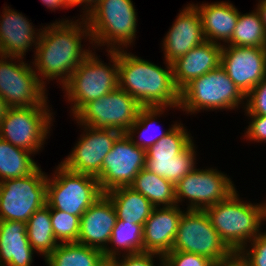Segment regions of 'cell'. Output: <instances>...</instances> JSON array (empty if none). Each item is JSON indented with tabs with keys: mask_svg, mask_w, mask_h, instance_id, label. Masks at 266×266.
I'll return each instance as SVG.
<instances>
[{
	"mask_svg": "<svg viewBox=\"0 0 266 266\" xmlns=\"http://www.w3.org/2000/svg\"><path fill=\"white\" fill-rule=\"evenodd\" d=\"M220 66L246 96L266 77V48L223 45Z\"/></svg>",
	"mask_w": 266,
	"mask_h": 266,
	"instance_id": "obj_17",
	"label": "cell"
},
{
	"mask_svg": "<svg viewBox=\"0 0 266 266\" xmlns=\"http://www.w3.org/2000/svg\"><path fill=\"white\" fill-rule=\"evenodd\" d=\"M214 266H247L246 262L239 256L238 253H234L230 258L224 261H219Z\"/></svg>",
	"mask_w": 266,
	"mask_h": 266,
	"instance_id": "obj_39",
	"label": "cell"
},
{
	"mask_svg": "<svg viewBox=\"0 0 266 266\" xmlns=\"http://www.w3.org/2000/svg\"><path fill=\"white\" fill-rule=\"evenodd\" d=\"M26 233L31 247L45 258L58 247L59 242L52 230L50 207L47 204L28 219Z\"/></svg>",
	"mask_w": 266,
	"mask_h": 266,
	"instance_id": "obj_28",
	"label": "cell"
},
{
	"mask_svg": "<svg viewBox=\"0 0 266 266\" xmlns=\"http://www.w3.org/2000/svg\"><path fill=\"white\" fill-rule=\"evenodd\" d=\"M117 214L112 201L103 194L81 216L77 243L102 252L108 247Z\"/></svg>",
	"mask_w": 266,
	"mask_h": 266,
	"instance_id": "obj_18",
	"label": "cell"
},
{
	"mask_svg": "<svg viewBox=\"0 0 266 266\" xmlns=\"http://www.w3.org/2000/svg\"><path fill=\"white\" fill-rule=\"evenodd\" d=\"M6 8H4L3 15L0 16L2 17L0 21V54L7 57L23 58L32 44L36 48L40 30L36 33L25 16L23 17L14 9Z\"/></svg>",
	"mask_w": 266,
	"mask_h": 266,
	"instance_id": "obj_22",
	"label": "cell"
},
{
	"mask_svg": "<svg viewBox=\"0 0 266 266\" xmlns=\"http://www.w3.org/2000/svg\"><path fill=\"white\" fill-rule=\"evenodd\" d=\"M215 262L203 255L170 251L163 256V266H214Z\"/></svg>",
	"mask_w": 266,
	"mask_h": 266,
	"instance_id": "obj_34",
	"label": "cell"
},
{
	"mask_svg": "<svg viewBox=\"0 0 266 266\" xmlns=\"http://www.w3.org/2000/svg\"><path fill=\"white\" fill-rule=\"evenodd\" d=\"M252 118L248 126L245 137L251 141L266 142V116L265 115H248Z\"/></svg>",
	"mask_w": 266,
	"mask_h": 266,
	"instance_id": "obj_38",
	"label": "cell"
},
{
	"mask_svg": "<svg viewBox=\"0 0 266 266\" xmlns=\"http://www.w3.org/2000/svg\"><path fill=\"white\" fill-rule=\"evenodd\" d=\"M78 23L69 22L68 19L61 22L59 20L41 29L33 64L37 70L35 73H38V79L44 86L43 78L59 79L64 85L79 64L92 52L83 50L81 45L84 37L88 36L89 42L92 41L87 20L83 16Z\"/></svg>",
	"mask_w": 266,
	"mask_h": 266,
	"instance_id": "obj_1",
	"label": "cell"
},
{
	"mask_svg": "<svg viewBox=\"0 0 266 266\" xmlns=\"http://www.w3.org/2000/svg\"><path fill=\"white\" fill-rule=\"evenodd\" d=\"M7 108L8 107L6 106L5 101L0 96V125H1V121L3 120L4 115L6 113Z\"/></svg>",
	"mask_w": 266,
	"mask_h": 266,
	"instance_id": "obj_43",
	"label": "cell"
},
{
	"mask_svg": "<svg viewBox=\"0 0 266 266\" xmlns=\"http://www.w3.org/2000/svg\"><path fill=\"white\" fill-rule=\"evenodd\" d=\"M101 266H114L111 260H106Z\"/></svg>",
	"mask_w": 266,
	"mask_h": 266,
	"instance_id": "obj_45",
	"label": "cell"
},
{
	"mask_svg": "<svg viewBox=\"0 0 266 266\" xmlns=\"http://www.w3.org/2000/svg\"><path fill=\"white\" fill-rule=\"evenodd\" d=\"M83 126L86 134L81 135L70 155L60 164L70 171L96 177L101 172L105 156L122 133L115 129Z\"/></svg>",
	"mask_w": 266,
	"mask_h": 266,
	"instance_id": "obj_16",
	"label": "cell"
},
{
	"mask_svg": "<svg viewBox=\"0 0 266 266\" xmlns=\"http://www.w3.org/2000/svg\"><path fill=\"white\" fill-rule=\"evenodd\" d=\"M256 9L259 11L261 15L262 22L266 31V0H260Z\"/></svg>",
	"mask_w": 266,
	"mask_h": 266,
	"instance_id": "obj_41",
	"label": "cell"
},
{
	"mask_svg": "<svg viewBox=\"0 0 266 266\" xmlns=\"http://www.w3.org/2000/svg\"><path fill=\"white\" fill-rule=\"evenodd\" d=\"M52 230L60 243L77 242L80 231V217L50 208Z\"/></svg>",
	"mask_w": 266,
	"mask_h": 266,
	"instance_id": "obj_33",
	"label": "cell"
},
{
	"mask_svg": "<svg viewBox=\"0 0 266 266\" xmlns=\"http://www.w3.org/2000/svg\"><path fill=\"white\" fill-rule=\"evenodd\" d=\"M131 0H100L87 15L92 42L109 51L122 50L136 38L137 13ZM118 47H117V46ZM122 46V47H120Z\"/></svg>",
	"mask_w": 266,
	"mask_h": 266,
	"instance_id": "obj_4",
	"label": "cell"
},
{
	"mask_svg": "<svg viewBox=\"0 0 266 266\" xmlns=\"http://www.w3.org/2000/svg\"><path fill=\"white\" fill-rule=\"evenodd\" d=\"M183 124H177L167 135L146 151L145 169L176 185L195 168V146Z\"/></svg>",
	"mask_w": 266,
	"mask_h": 266,
	"instance_id": "obj_6",
	"label": "cell"
},
{
	"mask_svg": "<svg viewBox=\"0 0 266 266\" xmlns=\"http://www.w3.org/2000/svg\"><path fill=\"white\" fill-rule=\"evenodd\" d=\"M146 150L136 146L122 133L105 156L101 172L96 176L103 193L118 187H129L137 174L145 168Z\"/></svg>",
	"mask_w": 266,
	"mask_h": 266,
	"instance_id": "obj_14",
	"label": "cell"
},
{
	"mask_svg": "<svg viewBox=\"0 0 266 266\" xmlns=\"http://www.w3.org/2000/svg\"><path fill=\"white\" fill-rule=\"evenodd\" d=\"M235 190L231 179L217 169L195 167L175 185L176 205L188 198V210H205L226 200Z\"/></svg>",
	"mask_w": 266,
	"mask_h": 266,
	"instance_id": "obj_15",
	"label": "cell"
},
{
	"mask_svg": "<svg viewBox=\"0 0 266 266\" xmlns=\"http://www.w3.org/2000/svg\"><path fill=\"white\" fill-rule=\"evenodd\" d=\"M105 261L102 251L77 242L59 243L45 258L48 266H101Z\"/></svg>",
	"mask_w": 266,
	"mask_h": 266,
	"instance_id": "obj_26",
	"label": "cell"
},
{
	"mask_svg": "<svg viewBox=\"0 0 266 266\" xmlns=\"http://www.w3.org/2000/svg\"><path fill=\"white\" fill-rule=\"evenodd\" d=\"M146 197L154 207L175 206V185L153 172L143 168L129 186ZM160 205V206H159Z\"/></svg>",
	"mask_w": 266,
	"mask_h": 266,
	"instance_id": "obj_27",
	"label": "cell"
},
{
	"mask_svg": "<svg viewBox=\"0 0 266 266\" xmlns=\"http://www.w3.org/2000/svg\"><path fill=\"white\" fill-rule=\"evenodd\" d=\"M0 58V96L6 106L8 108L47 106L45 86L39 81L36 70L30 64L28 66L24 63L23 58L1 54ZM15 58L20 61L18 65L12 63Z\"/></svg>",
	"mask_w": 266,
	"mask_h": 266,
	"instance_id": "obj_13",
	"label": "cell"
},
{
	"mask_svg": "<svg viewBox=\"0 0 266 266\" xmlns=\"http://www.w3.org/2000/svg\"><path fill=\"white\" fill-rule=\"evenodd\" d=\"M205 40L188 53L172 62L175 86L181 91L193 79H196L221 64L222 45Z\"/></svg>",
	"mask_w": 266,
	"mask_h": 266,
	"instance_id": "obj_21",
	"label": "cell"
},
{
	"mask_svg": "<svg viewBox=\"0 0 266 266\" xmlns=\"http://www.w3.org/2000/svg\"><path fill=\"white\" fill-rule=\"evenodd\" d=\"M246 99L226 71L219 66L196 79L180 91L179 109L195 113L208 109H235Z\"/></svg>",
	"mask_w": 266,
	"mask_h": 266,
	"instance_id": "obj_7",
	"label": "cell"
},
{
	"mask_svg": "<svg viewBox=\"0 0 266 266\" xmlns=\"http://www.w3.org/2000/svg\"><path fill=\"white\" fill-rule=\"evenodd\" d=\"M204 41L201 16L196 7L190 4L177 16L163 40L164 58L172 63Z\"/></svg>",
	"mask_w": 266,
	"mask_h": 266,
	"instance_id": "obj_19",
	"label": "cell"
},
{
	"mask_svg": "<svg viewBox=\"0 0 266 266\" xmlns=\"http://www.w3.org/2000/svg\"><path fill=\"white\" fill-rule=\"evenodd\" d=\"M164 109L165 107H142L140 109L137 115V119L126 132V134L131 138L132 142L136 146L147 151L152 145H154L158 140L167 135L177 125L175 123L170 129L163 132L161 131L159 134H155L156 136L151 133L152 130L155 129H152L155 122V118L157 117V115H161L162 112H164ZM138 130H141L139 131L140 134H138L141 140L135 141V139H133L134 132L136 133L137 131L138 133ZM149 131H151L150 133L152 135L149 133ZM147 133L148 135H146Z\"/></svg>",
	"mask_w": 266,
	"mask_h": 266,
	"instance_id": "obj_32",
	"label": "cell"
},
{
	"mask_svg": "<svg viewBox=\"0 0 266 266\" xmlns=\"http://www.w3.org/2000/svg\"><path fill=\"white\" fill-rule=\"evenodd\" d=\"M142 106L119 87L86 103L75 115L79 125L95 129H115L126 133L137 119Z\"/></svg>",
	"mask_w": 266,
	"mask_h": 266,
	"instance_id": "obj_11",
	"label": "cell"
},
{
	"mask_svg": "<svg viewBox=\"0 0 266 266\" xmlns=\"http://www.w3.org/2000/svg\"><path fill=\"white\" fill-rule=\"evenodd\" d=\"M157 256L159 257V260H161V265L163 266V256L157 253H148V252H143V253H137V254H125L124 256L122 255L121 260H117V257H114L111 259L113 262L114 266H155L153 262V257ZM124 257V259H123Z\"/></svg>",
	"mask_w": 266,
	"mask_h": 266,
	"instance_id": "obj_37",
	"label": "cell"
},
{
	"mask_svg": "<svg viewBox=\"0 0 266 266\" xmlns=\"http://www.w3.org/2000/svg\"><path fill=\"white\" fill-rule=\"evenodd\" d=\"M108 51L113 65L107 66L91 52L63 85L73 116L88 102L96 100L119 87L118 51ZM96 56V57H95Z\"/></svg>",
	"mask_w": 266,
	"mask_h": 266,
	"instance_id": "obj_5",
	"label": "cell"
},
{
	"mask_svg": "<svg viewBox=\"0 0 266 266\" xmlns=\"http://www.w3.org/2000/svg\"><path fill=\"white\" fill-rule=\"evenodd\" d=\"M193 5L201 16L205 40L212 43H218L217 40L228 43L238 21L237 8L229 2Z\"/></svg>",
	"mask_w": 266,
	"mask_h": 266,
	"instance_id": "obj_24",
	"label": "cell"
},
{
	"mask_svg": "<svg viewBox=\"0 0 266 266\" xmlns=\"http://www.w3.org/2000/svg\"><path fill=\"white\" fill-rule=\"evenodd\" d=\"M61 1L66 6V8L78 5V0H61Z\"/></svg>",
	"mask_w": 266,
	"mask_h": 266,
	"instance_id": "obj_44",
	"label": "cell"
},
{
	"mask_svg": "<svg viewBox=\"0 0 266 266\" xmlns=\"http://www.w3.org/2000/svg\"><path fill=\"white\" fill-rule=\"evenodd\" d=\"M113 203L117 219L144 225L154 206L141 193L131 187H118L104 193Z\"/></svg>",
	"mask_w": 266,
	"mask_h": 266,
	"instance_id": "obj_25",
	"label": "cell"
},
{
	"mask_svg": "<svg viewBox=\"0 0 266 266\" xmlns=\"http://www.w3.org/2000/svg\"><path fill=\"white\" fill-rule=\"evenodd\" d=\"M99 1L100 0H78V5L79 4L82 5V3L84 5V3H86L85 4V6H86L85 10L86 11H84V13H85L84 15H86L85 17H87V15L90 14L91 11L98 5Z\"/></svg>",
	"mask_w": 266,
	"mask_h": 266,
	"instance_id": "obj_40",
	"label": "cell"
},
{
	"mask_svg": "<svg viewBox=\"0 0 266 266\" xmlns=\"http://www.w3.org/2000/svg\"><path fill=\"white\" fill-rule=\"evenodd\" d=\"M205 212L221 239L238 253L261 233L259 228L262 220H266V203H244L235 190L226 200L207 207Z\"/></svg>",
	"mask_w": 266,
	"mask_h": 266,
	"instance_id": "obj_3",
	"label": "cell"
},
{
	"mask_svg": "<svg viewBox=\"0 0 266 266\" xmlns=\"http://www.w3.org/2000/svg\"><path fill=\"white\" fill-rule=\"evenodd\" d=\"M246 99V115L266 116V77L246 95Z\"/></svg>",
	"mask_w": 266,
	"mask_h": 266,
	"instance_id": "obj_36",
	"label": "cell"
},
{
	"mask_svg": "<svg viewBox=\"0 0 266 266\" xmlns=\"http://www.w3.org/2000/svg\"><path fill=\"white\" fill-rule=\"evenodd\" d=\"M144 225L116 220L112 230L110 242L115 248H106L103 255L106 260H111L119 254V250L126 251L125 254L143 253V228Z\"/></svg>",
	"mask_w": 266,
	"mask_h": 266,
	"instance_id": "obj_30",
	"label": "cell"
},
{
	"mask_svg": "<svg viewBox=\"0 0 266 266\" xmlns=\"http://www.w3.org/2000/svg\"><path fill=\"white\" fill-rule=\"evenodd\" d=\"M43 4L47 5L52 10L58 9L60 7L66 8L61 0H41Z\"/></svg>",
	"mask_w": 266,
	"mask_h": 266,
	"instance_id": "obj_42",
	"label": "cell"
},
{
	"mask_svg": "<svg viewBox=\"0 0 266 266\" xmlns=\"http://www.w3.org/2000/svg\"><path fill=\"white\" fill-rule=\"evenodd\" d=\"M58 166L53 179L47 178L46 204L81 218L104 193L96 177L70 171L61 164Z\"/></svg>",
	"mask_w": 266,
	"mask_h": 266,
	"instance_id": "obj_8",
	"label": "cell"
},
{
	"mask_svg": "<svg viewBox=\"0 0 266 266\" xmlns=\"http://www.w3.org/2000/svg\"><path fill=\"white\" fill-rule=\"evenodd\" d=\"M172 251L203 255L215 263L234 254L212 226L205 210L183 212Z\"/></svg>",
	"mask_w": 266,
	"mask_h": 266,
	"instance_id": "obj_10",
	"label": "cell"
},
{
	"mask_svg": "<svg viewBox=\"0 0 266 266\" xmlns=\"http://www.w3.org/2000/svg\"><path fill=\"white\" fill-rule=\"evenodd\" d=\"M228 45L266 48V31L257 9L247 14L239 12L238 21Z\"/></svg>",
	"mask_w": 266,
	"mask_h": 266,
	"instance_id": "obj_31",
	"label": "cell"
},
{
	"mask_svg": "<svg viewBox=\"0 0 266 266\" xmlns=\"http://www.w3.org/2000/svg\"><path fill=\"white\" fill-rule=\"evenodd\" d=\"M48 108V106L7 108L0 125V138L35 154L42 148L49 133L52 112Z\"/></svg>",
	"mask_w": 266,
	"mask_h": 266,
	"instance_id": "obj_12",
	"label": "cell"
},
{
	"mask_svg": "<svg viewBox=\"0 0 266 266\" xmlns=\"http://www.w3.org/2000/svg\"><path fill=\"white\" fill-rule=\"evenodd\" d=\"M34 252L25 222L0 220V266H31Z\"/></svg>",
	"mask_w": 266,
	"mask_h": 266,
	"instance_id": "obj_23",
	"label": "cell"
},
{
	"mask_svg": "<svg viewBox=\"0 0 266 266\" xmlns=\"http://www.w3.org/2000/svg\"><path fill=\"white\" fill-rule=\"evenodd\" d=\"M32 154L0 138V182L33 173L39 166Z\"/></svg>",
	"mask_w": 266,
	"mask_h": 266,
	"instance_id": "obj_29",
	"label": "cell"
},
{
	"mask_svg": "<svg viewBox=\"0 0 266 266\" xmlns=\"http://www.w3.org/2000/svg\"><path fill=\"white\" fill-rule=\"evenodd\" d=\"M251 242V250L242 248L238 254L247 266H266V232L260 233Z\"/></svg>",
	"mask_w": 266,
	"mask_h": 266,
	"instance_id": "obj_35",
	"label": "cell"
},
{
	"mask_svg": "<svg viewBox=\"0 0 266 266\" xmlns=\"http://www.w3.org/2000/svg\"><path fill=\"white\" fill-rule=\"evenodd\" d=\"M47 178L38 167L28 176L0 182V220L27 223L46 204Z\"/></svg>",
	"mask_w": 266,
	"mask_h": 266,
	"instance_id": "obj_9",
	"label": "cell"
},
{
	"mask_svg": "<svg viewBox=\"0 0 266 266\" xmlns=\"http://www.w3.org/2000/svg\"><path fill=\"white\" fill-rule=\"evenodd\" d=\"M183 212L179 205L154 207L143 226V252L164 256L172 251Z\"/></svg>",
	"mask_w": 266,
	"mask_h": 266,
	"instance_id": "obj_20",
	"label": "cell"
},
{
	"mask_svg": "<svg viewBox=\"0 0 266 266\" xmlns=\"http://www.w3.org/2000/svg\"><path fill=\"white\" fill-rule=\"evenodd\" d=\"M167 69L118 50L119 88L126 91L142 107H179L180 91L173 79L172 63Z\"/></svg>",
	"mask_w": 266,
	"mask_h": 266,
	"instance_id": "obj_2",
	"label": "cell"
}]
</instances>
